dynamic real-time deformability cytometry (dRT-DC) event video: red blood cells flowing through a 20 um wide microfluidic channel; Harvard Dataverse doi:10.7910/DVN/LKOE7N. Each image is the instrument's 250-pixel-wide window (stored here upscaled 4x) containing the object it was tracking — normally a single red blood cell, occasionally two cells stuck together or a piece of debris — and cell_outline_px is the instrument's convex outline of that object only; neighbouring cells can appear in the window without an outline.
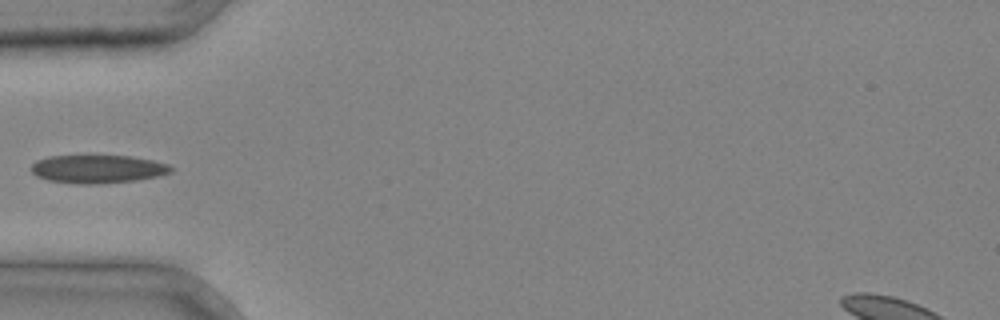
{"species": "common noctule bat (a hibernating species)", "species_latin": "Nyctalus noctula", "temperature_condition": "cold", "stored_images_in_passage": 2, "camera_frame_rate_fps": 3000, "um_per_image_px": 0.085, "animal": {"sex": "male", "body_mass_g": 20.4}, "frame": {"image": 1, "passage_image": 2, "time_ms": 0.333, "image_size_px": [1000, 320], "cell_outline_px": [[172, 172], [156, 176], [136, 180], [96, 184], [80, 184], [48, 180], [36, 176], [32, 172], [32, 164], [36, 160], [48, 156], [132, 156], [152, 160], [168, 164], [172, 168]], "centroid_in_image_um": [8.29, 14.36], "position_along_channel_um": 76.7, "area_um2": 22.83}}